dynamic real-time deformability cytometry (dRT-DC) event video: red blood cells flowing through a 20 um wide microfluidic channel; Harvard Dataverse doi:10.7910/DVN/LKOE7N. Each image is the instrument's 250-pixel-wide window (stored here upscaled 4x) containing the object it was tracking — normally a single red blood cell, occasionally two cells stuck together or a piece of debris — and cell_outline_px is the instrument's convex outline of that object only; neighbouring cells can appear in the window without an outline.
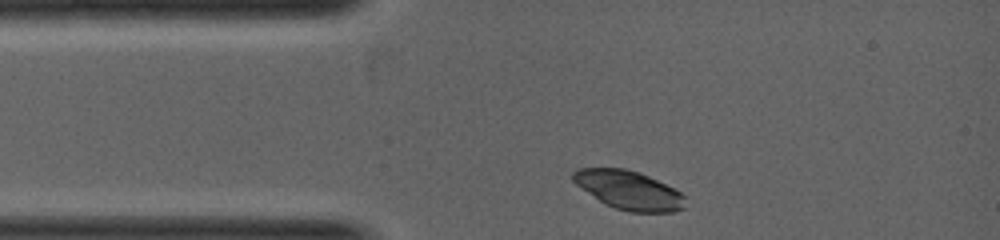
{"species": "common noctule bat (a hibernating species)", "species_latin": "Nyctalus noctula", "temperature_condition": "warm", "stored_images_in_passage": 4, "camera_frame_rate_fps": 5000, "um_per_image_px": 0.085, "animal": {"sex": "female", "body_mass_g": 19.0, "forearm_length_mm": 53.3}, "frame": {"image": 1, "passage_image": 1, "time_ms": 0.0, "image_size_px": [1000, 240], "cell_outline_px": [[688, 196], [684, 208], [672, 212], [628, 212], [604, 204], [576, 184], [572, 180], [572, 172], [576, 168], [624, 168], [640, 172]], "centroid_in_image_um": [53.45, 16.16], "position_along_channel_um": 31.5, "area_um2": 25.37}}
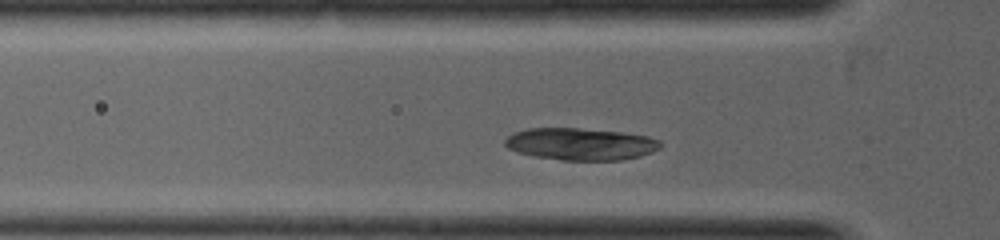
{"frame": {"image": 2, "passage_image": 4, "time_ms": 0.8, "image_size_px": [1000, 240], "cell_outline_px": [[660, 148], [652, 152], [640, 156], [620, 160], [560, 160], [536, 156], [520, 152], [508, 148], [504, 144], [504, 140], [512, 132], [528, 128], [580, 128], [620, 132], [648, 136], [660, 140]], "centroid_in_image_um": [49.35, 12.23], "position_along_channel_um": 76.5, "area_um2": 29.02}}